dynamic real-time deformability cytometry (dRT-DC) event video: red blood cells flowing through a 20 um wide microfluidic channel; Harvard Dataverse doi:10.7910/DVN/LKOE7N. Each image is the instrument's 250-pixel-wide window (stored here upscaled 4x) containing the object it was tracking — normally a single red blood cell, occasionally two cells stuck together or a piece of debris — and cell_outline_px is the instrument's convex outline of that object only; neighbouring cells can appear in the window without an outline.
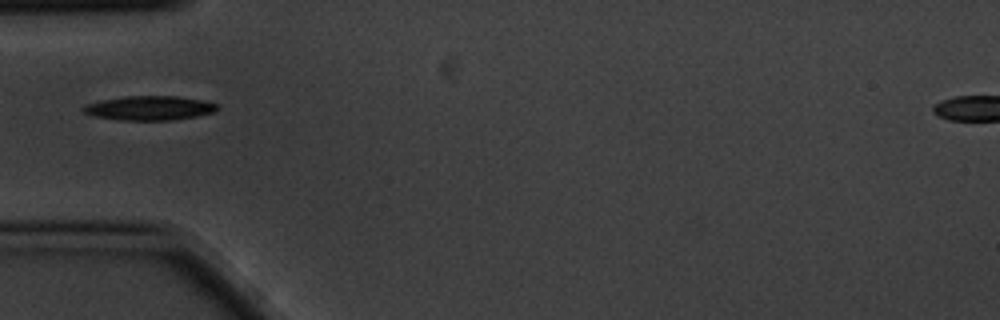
{"species": "common noctule bat (a hibernating species)", "species_latin": "Nyctalus noctula", "temperature_condition": "cold", "stored_images_in_passage": 9, "camera_frame_rate_fps": 3000, "um_per_image_px": 0.085, "animal": {"sex": "male", "body_mass_g": 20.1, "forearm_length_mm": 53.5}, "frame": {"image": 1, "passage_image": 4, "time_ms": 1.0, "image_size_px": [1000, 320], "cell_outline_px": [[220, 108], [216, 112], [196, 116], [172, 120], [116, 120], [92, 116], [84, 112], [80, 108], [84, 104], [124, 96], [176, 96], [200, 100], [216, 104]], "centroid_in_image_um": [12.67, 9.19], "position_along_channel_um": 72.3, "area_um2": 19.02}}